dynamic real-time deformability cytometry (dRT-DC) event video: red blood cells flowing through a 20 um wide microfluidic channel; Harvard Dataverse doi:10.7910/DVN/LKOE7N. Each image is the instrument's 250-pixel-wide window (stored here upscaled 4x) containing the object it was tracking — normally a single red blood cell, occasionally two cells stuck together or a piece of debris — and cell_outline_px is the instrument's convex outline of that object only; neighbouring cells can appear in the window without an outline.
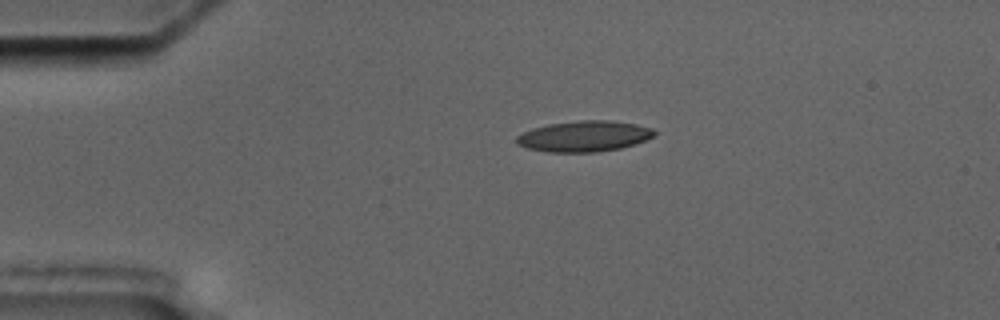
{"species": "common noctule bat (a hibernating species)", "species_latin": "Nyctalus noctula", "temperature_condition": "cold", "stored_images_in_passage": 13, "camera_frame_rate_fps": 3000, "um_per_image_px": 0.085, "animal": {"sex": "male", "body_mass_g": 17.5, "forearm_length_mm": 52.3}, "frame": {"image": 1, "passage_image": 1, "time_ms": 0.0, "image_size_px": [1000, 320], "cell_outline_px": [[656, 136], [620, 148], [596, 152], [548, 152], [528, 148], [516, 144], [516, 136], [532, 128], [548, 124], [580, 120], [608, 120], [636, 124], [652, 128], [656, 132]], "centroid_in_image_um": [49.64, 11.57], "position_along_channel_um": 35.4, "area_um2": 24.68}}
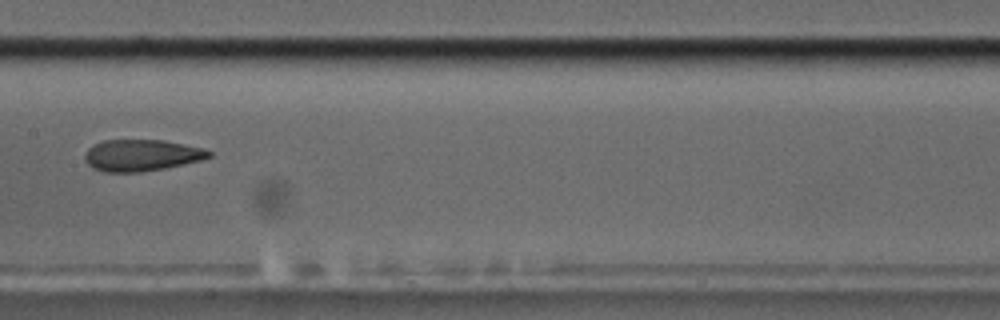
{"frame": {"image": 2, "passage_image": 6, "time_ms": 5.667, "image_size_px": [1000, 320], "cell_outline_px": [[212, 156], [200, 160], [164, 168], [140, 172], [104, 172], [92, 168], [84, 160], [84, 156], [88, 148], [104, 140], [164, 140], [204, 148], [212, 152]], "centroid_in_image_um": [12.02, 13.2], "position_along_channel_um": 195.4, "area_um2": 22.77}}
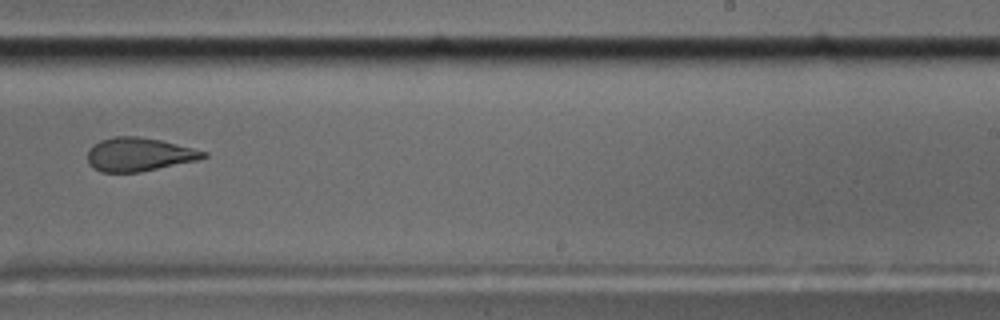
{"frame": {"image": 3, "passage_image": 8, "time_ms": 8.0, "image_size_px": [1000, 320], "cell_outline_px": [[208, 156], [196, 160], [140, 172], [100, 172], [92, 168], [88, 164], [88, 148], [92, 144], [100, 140], [112, 136], [136, 136], [160, 140], [208, 152]], "centroid_in_image_um": [11.75, 13.12], "position_along_channel_um": 277.2, "area_um2": 22.66}, "authors_computed_cell_mechanics": {"area_um2": 24.2182, "velocity_mm_per_s": 3.5226, "shape_relaxation_time_tau1_ms": null, "shape_relaxation_time_tau2_ms": 2.2642, "deformation_change_tau1": null, "deformation_change_tau2": 0.0938}}